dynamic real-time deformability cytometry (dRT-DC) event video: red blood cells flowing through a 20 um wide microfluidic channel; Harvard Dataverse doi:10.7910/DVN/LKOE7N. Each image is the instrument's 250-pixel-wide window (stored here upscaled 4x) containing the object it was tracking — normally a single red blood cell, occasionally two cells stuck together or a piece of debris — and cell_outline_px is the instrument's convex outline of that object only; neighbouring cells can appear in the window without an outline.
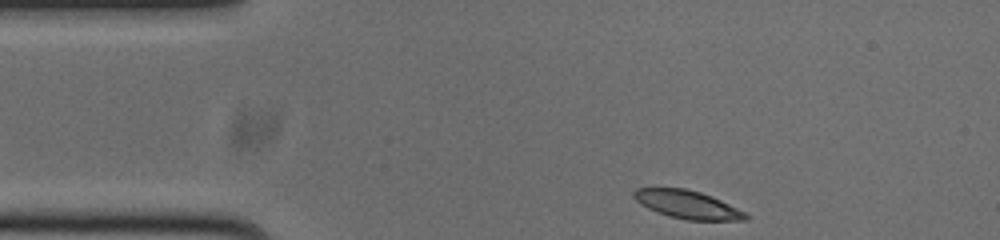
{"species": "common noctule bat (a hibernating species)", "species_latin": "Nyctalus noctula", "temperature_condition": "cold", "stored_images_in_passage": 46, "camera_frame_rate_fps": 3000, "um_per_image_px": 0.085, "animal": {"sex": "male", "body_mass_g": 20.0, "forearm_length_mm": 53.3}, "frame": {"image": 1, "passage_image": 1, "time_ms": 0.0, "image_size_px": [1000, 240], "cell_outline_px": [[748, 220], [684, 220], [668, 216], [656, 212], [640, 204], [632, 196], [632, 192], [636, 188], [684, 188], [700, 192], [712, 196], [744, 212], [748, 216]], "centroid_in_image_um": [58.38, 17.39], "position_along_channel_um": 26.6, "area_um2": 18.26}}
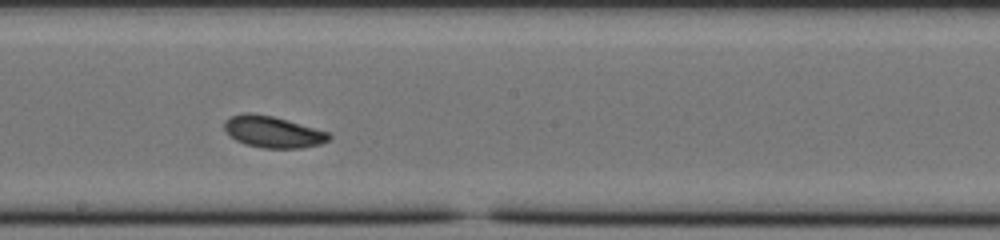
{"frame": {"image": 2, "passage_image": 21, "time_ms": 6.667, "image_size_px": [1000, 240], "cell_outline_px": [[332, 136], [328, 140], [320, 144], [300, 148], [264, 148], [244, 144], [236, 140], [224, 128], [224, 120], [228, 116], [244, 112], [248, 112], [272, 116], [328, 132]], "centroid_in_image_um": [23.15, 11.2], "position_along_channel_um": 225.0, "area_um2": 19.07}}
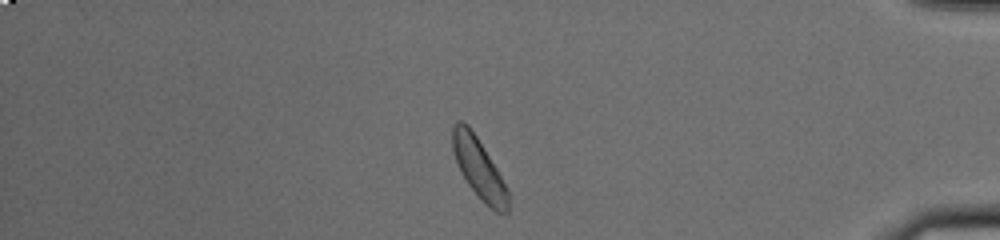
{"frame": {"image": 3, "passage_image": 38, "time_ms": 12.333, "image_size_px": [1000, 240], "cell_outline_px": [[508, 212], [496, 212], [480, 200], [468, 184], [460, 172], [452, 148], [452, 128], [456, 120], [460, 120], [468, 124], [484, 148], [508, 188]], "centroid_in_image_um": [40.69, 14.3], "position_along_channel_um": 394.5, "area_um2": 19.42}, "authors_computed_cell_mechanics": {"area_um2": 19.2474, "velocity_mm_per_s": 3.7082, "shape_relaxation_time_tau1_ms": 3.1711, "shape_relaxation_time_tau2_ms": 3.2788, "deformation_change_tau1": 0.1341, "deformation_change_tau2": 0.0669}}